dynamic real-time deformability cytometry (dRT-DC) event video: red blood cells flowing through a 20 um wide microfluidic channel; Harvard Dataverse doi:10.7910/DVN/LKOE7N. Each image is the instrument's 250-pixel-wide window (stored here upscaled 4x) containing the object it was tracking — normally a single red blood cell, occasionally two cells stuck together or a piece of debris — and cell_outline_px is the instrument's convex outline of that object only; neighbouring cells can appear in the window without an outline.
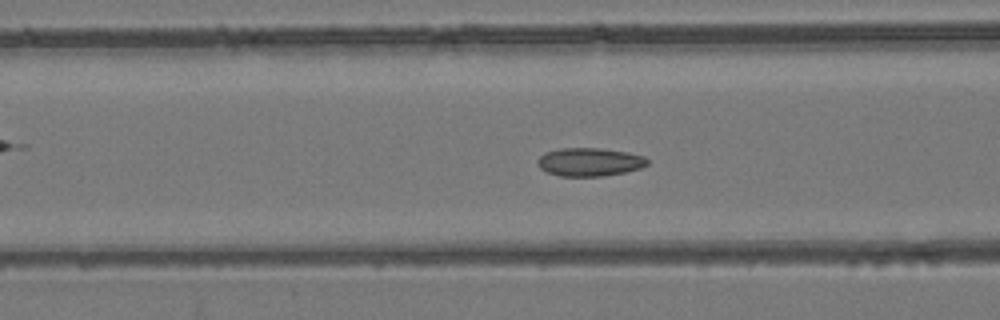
{"species": "common noctule bat (a hibernating species)", "species_latin": "Nyctalus noctula", "temperature_condition": "room temperature", "stored_images_in_passage": 48, "camera_frame_rate_fps": 3000, "um_per_image_px": 0.085, "animal": {"sex": "female", "body_mass_g": 24.6, "forearm_length_mm": 56.2}, "frame": {"image": 1, "passage_image": 15, "time_ms": 4.667, "image_size_px": [1000, 320], "cell_outline_px": [[648, 164], [640, 168], [624, 172], [604, 176], [560, 176], [548, 172], [540, 168], [536, 164], [536, 160], [544, 152], [560, 148], [600, 148], [628, 152], [644, 156], [648, 160]], "centroid_in_image_um": [50.09, 13.76], "position_along_channel_um": 116.5, "area_um2": 18.21}}
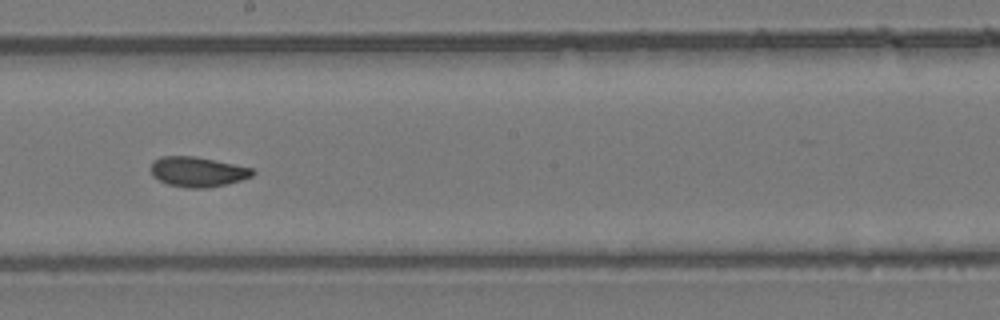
{"frame": {"image": 2, "passage_image": 24, "time_ms": 7.667, "image_size_px": [1000, 320], "cell_outline_px": [[256, 172], [252, 176], [240, 180], [208, 188], [188, 188], [168, 184], [152, 176], [152, 160], [160, 156], [192, 156], [252, 168]], "centroid_in_image_um": [16.77, 14.6], "position_along_channel_um": 231.4, "area_um2": 17.51}}
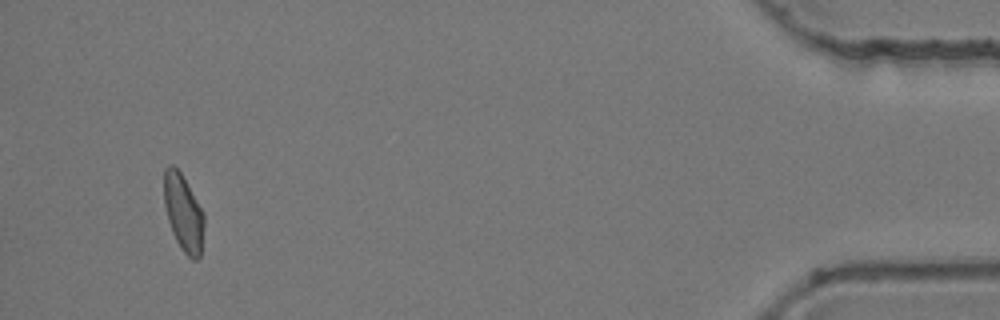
{"frame": {"image": 3, "passage_image": 45, "time_ms": 14.667, "image_size_px": [1000, 320], "cell_outline_px": [[204, 228], [200, 256], [196, 260], [192, 260], [180, 248], [172, 232], [168, 220], [164, 204], [164, 168], [168, 164], [172, 164], [180, 172], [204, 212]], "centroid_in_image_um": [15.58, 18.09], "position_along_channel_um": 419.6, "area_um2": 17.98}, "authors_computed_cell_mechanics": {"area_um2": 17.9758, "velocity_mm_per_s": 3.8328, "shape_relaxation_time_tau1_ms": 9.2355, "shape_relaxation_time_tau2_ms": 1.157, "deformation_change_tau1": 0.1573, "deformation_change_tau2": 0.0567}}